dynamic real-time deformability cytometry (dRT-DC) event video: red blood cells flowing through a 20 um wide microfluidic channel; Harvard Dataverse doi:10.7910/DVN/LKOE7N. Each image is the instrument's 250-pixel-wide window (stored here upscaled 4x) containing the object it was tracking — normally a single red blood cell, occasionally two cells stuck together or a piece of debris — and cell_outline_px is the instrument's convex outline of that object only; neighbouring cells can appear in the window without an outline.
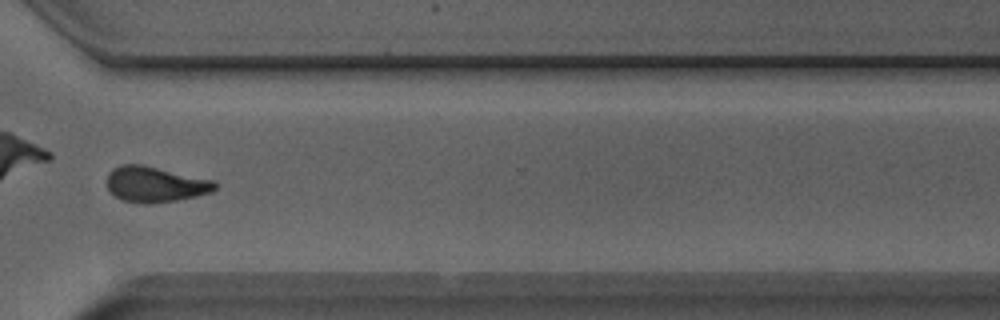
{"species": "Egyptian fruit bat (a non-hibernating species)", "species_latin": "Rousettus aegyptiacus", "temperature_condition": "room temperature", "stored_images_in_passage": 40, "camera_frame_rate_fps": 3000, "um_per_image_px": 0.085, "animal": {"sex": "male"}, "frame": {"image": 1, "passage_image": 29, "time_ms": 9.333, "image_size_px": [1000, 320], "cell_outline_px": [[216, 188], [212, 192], [196, 196], [176, 200], [148, 204], [144, 204], [124, 200], [116, 196], [108, 188], [108, 172], [112, 168], [120, 164], [144, 164], [212, 180], [216, 184]], "centroid_in_image_um": [13.18, 15.65], "position_along_channel_um": 357.4, "area_um2": 22.31}, "authors_computed_cell_mechanics": {"area_um2": 21.7906, "velocity_mm_per_s": 3.9715, "shape_relaxation_time_tau1_ms": 7.4181, "shape_relaxation_time_tau2_ms": 3.1364, "deformation_change_tau1": 0.2025, "deformation_change_tau2": 0.0906}}